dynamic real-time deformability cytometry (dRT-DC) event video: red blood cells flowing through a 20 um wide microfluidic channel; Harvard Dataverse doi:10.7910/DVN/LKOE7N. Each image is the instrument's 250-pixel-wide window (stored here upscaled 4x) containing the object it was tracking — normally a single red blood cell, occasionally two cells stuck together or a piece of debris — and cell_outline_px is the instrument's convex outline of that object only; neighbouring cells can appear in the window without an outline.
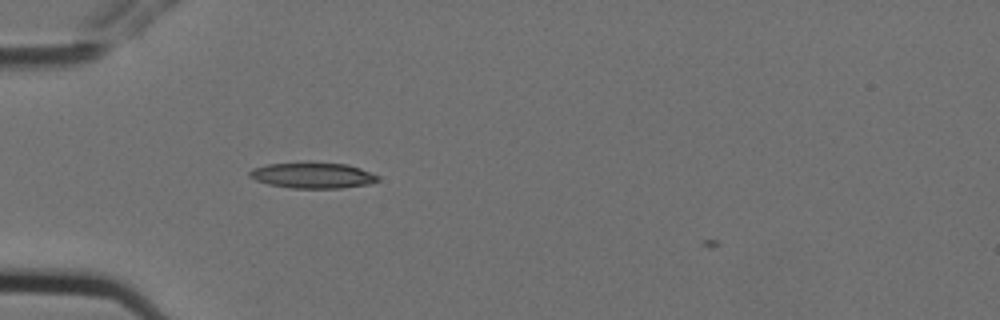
{"species": "Egyptian fruit bat (a non-hibernating species)", "species_latin": "Rousettus aegyptiacus", "temperature_condition": "cold", "stored_images_in_passage": 5, "camera_frame_rate_fps": 3000, "um_per_image_px": 0.085, "animal": {"sex": "female"}, "frame": {"image": 1, "passage_image": 4, "time_ms": 1.0, "image_size_px": [1000, 320], "cell_outline_px": [[380, 180], [372, 184], [340, 188], [292, 188], [268, 184], [256, 180], [248, 176], [248, 172], [252, 168], [268, 164], [308, 160], [312, 160], [348, 164], [360, 168], [380, 176]], "centroid_in_image_um": [26.59, 14.87], "position_along_channel_um": 58.4, "area_um2": 20.11}}